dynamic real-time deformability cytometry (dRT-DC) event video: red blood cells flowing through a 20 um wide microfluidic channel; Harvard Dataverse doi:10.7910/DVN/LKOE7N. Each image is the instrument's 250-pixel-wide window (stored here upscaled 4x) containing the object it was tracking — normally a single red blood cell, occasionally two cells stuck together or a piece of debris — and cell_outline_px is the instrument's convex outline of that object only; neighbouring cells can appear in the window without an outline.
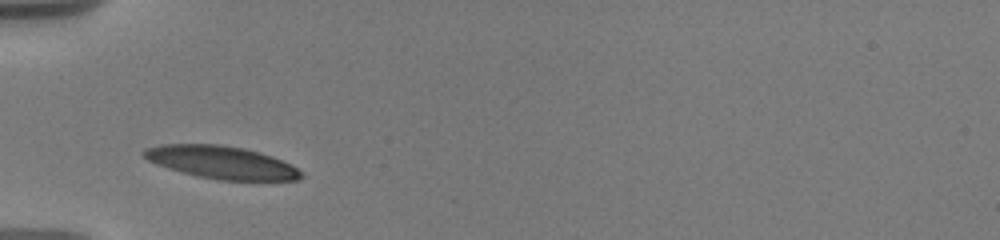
{"species": "human", "species_latin": "Homo sapiens", "temperature_condition": "warm", "stored_images_in_passage": 19, "camera_frame_rate_fps": 3000, "um_per_image_px": 0.085, "donor": {"sex": "male"}, "frame": {"image": 1, "passage_image": 1, "time_ms": 0.0, "image_size_px": [1000, 240], "cell_outline_px": [[304, 176], [296, 180], [220, 180], [200, 176], [184, 172], [156, 164], [148, 160], [140, 152], [144, 148], [160, 144], [216, 144], [244, 148], [260, 152], [272, 156], [296, 168]], "centroid_in_image_um": [18.78, 13.78], "position_along_channel_um": 66.2, "area_um2": 29.59}}
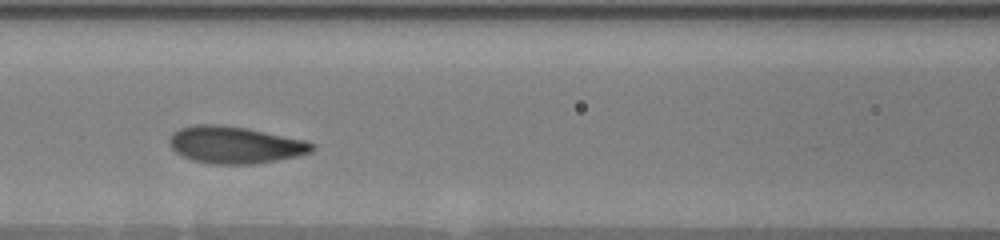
{"frame": {"image": 2, "passage_image": 12, "time_ms": 2.333, "image_size_px": [1000, 240], "cell_outline_px": [[316, 148], [312, 152], [296, 156], [276, 160], [252, 164], [212, 164], [192, 160], [176, 152], [168, 144], [168, 140], [172, 132], [180, 128], [196, 124], [220, 124], [248, 128], [304, 140], [312, 144]], "centroid_in_image_um": [19.94, 12.3], "position_along_channel_um": 146.7, "area_um2": 30.81}}
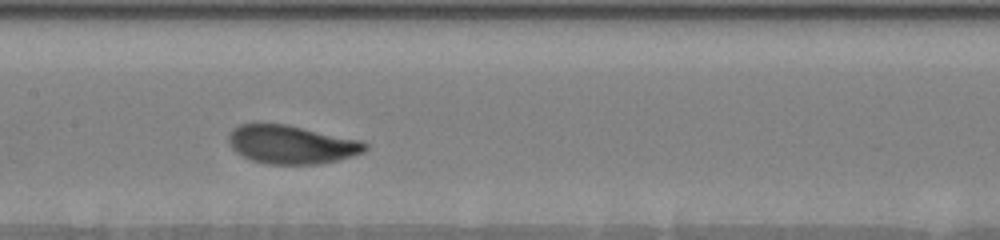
{"frame": {"image": 3, "passage_image": 18, "time_ms": 3.333, "image_size_px": [1000, 240], "cell_outline_px": [[368, 148], [364, 152], [336, 160], [316, 164], [268, 164], [252, 160], [236, 152], [232, 148], [228, 140], [228, 136], [232, 128], [240, 124], [288, 124], [360, 140], [368, 144]], "centroid_in_image_um": [24.76, 12.27], "position_along_channel_um": 182.6, "area_um2": 30.46}}